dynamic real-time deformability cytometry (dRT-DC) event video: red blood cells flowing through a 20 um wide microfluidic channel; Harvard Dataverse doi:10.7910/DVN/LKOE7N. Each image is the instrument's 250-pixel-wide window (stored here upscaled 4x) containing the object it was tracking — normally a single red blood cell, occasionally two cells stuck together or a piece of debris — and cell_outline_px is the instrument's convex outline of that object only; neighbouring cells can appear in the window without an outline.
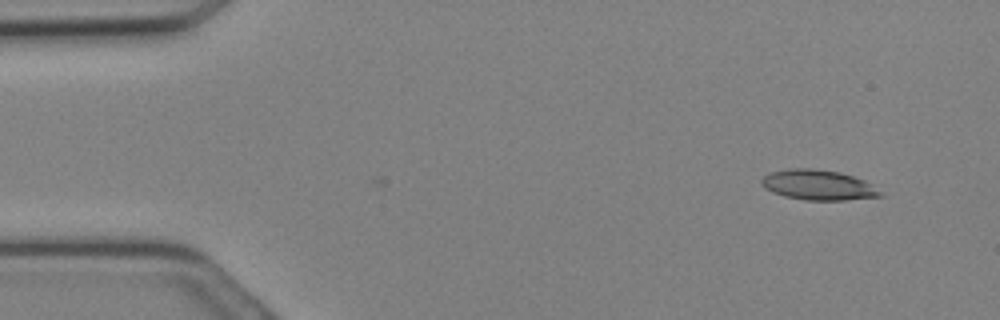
{"species": "Egyptian fruit bat (a non-hibernating species)", "species_latin": "Rousettus aegyptiacus", "temperature_condition": "cold", "stored_images_in_passage": 11, "camera_frame_rate_fps": 3000, "um_per_image_px": 0.085, "animal": {"sex": "female"}, "frame": {"image": 1, "passage_image": 1, "time_ms": 0.0, "image_size_px": [1000, 320], "cell_outline_px": [[884, 196], [844, 200], [804, 200], [784, 196], [772, 192], [764, 188], [760, 184], [760, 180], [768, 172], [788, 168], [812, 168], [840, 172], [864, 180], [880, 192]], "centroid_in_image_um": [69.47, 15.72], "position_along_channel_um": 15.5, "area_um2": 20.92}}
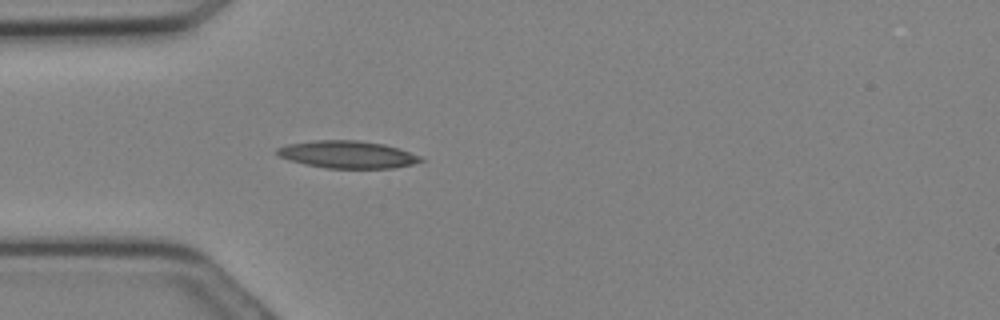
{"frame": {"image": 2, "passage_image": 7, "time_ms": 2.0, "image_size_px": [1000, 320], "cell_outline_px": [[424, 160], [412, 164], [392, 168], [328, 168], [304, 164], [280, 156], [276, 152], [276, 148], [288, 144], [312, 140], [356, 140], [384, 144], [400, 148], [424, 156]], "centroid_in_image_um": [29.59, 13.12], "position_along_channel_um": 55.4, "area_um2": 22.95}}
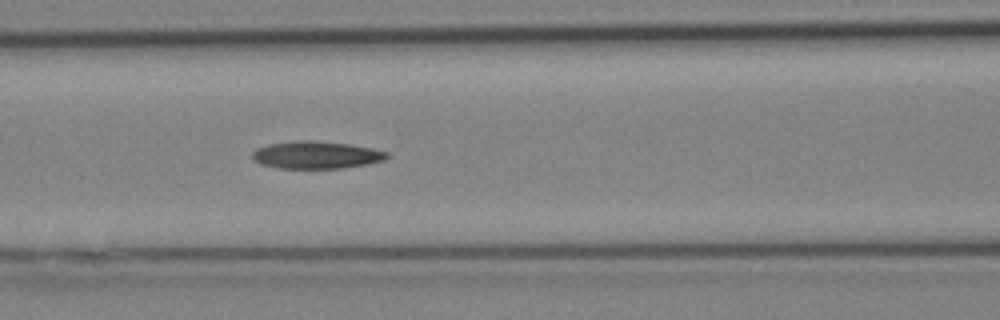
{"frame": {"image": 3, "passage_image": 11, "time_ms": 3.333, "image_size_px": [1000, 320], "cell_outline_px": [[392, 156], [384, 160], [368, 164], [340, 168], [280, 168], [260, 164], [252, 160], [252, 152], [256, 148], [268, 144], [296, 140], [312, 140], [348, 144], [372, 148], [388, 152]], "centroid_in_image_um": [26.87, 13.17], "position_along_channel_um": 139.7, "area_um2": 21.68}}